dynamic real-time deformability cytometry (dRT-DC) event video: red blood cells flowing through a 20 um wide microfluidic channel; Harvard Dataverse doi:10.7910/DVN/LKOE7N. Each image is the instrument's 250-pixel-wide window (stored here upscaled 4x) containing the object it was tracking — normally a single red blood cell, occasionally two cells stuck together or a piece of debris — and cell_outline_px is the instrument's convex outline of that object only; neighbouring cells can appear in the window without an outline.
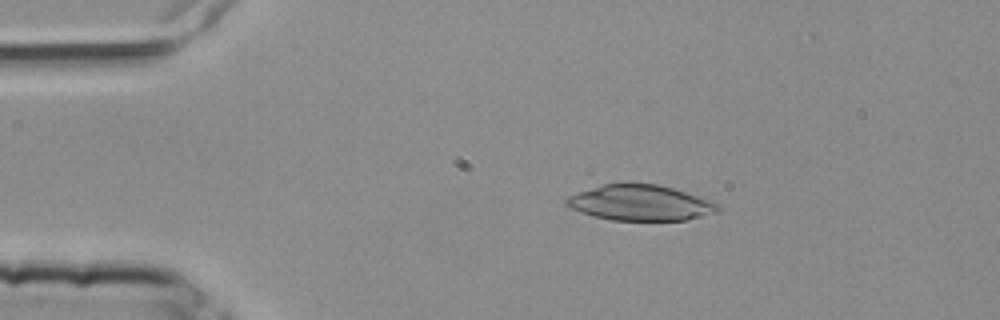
{"species": "common noctule bat (a hibernating species)", "species_latin": "Nyctalus noctula", "temperature_condition": "room temperature", "stored_images_in_passage": 3, "camera_frame_rate_fps": 3000, "um_per_image_px": 0.085, "animal": {"sex": "female", "body_mass_g": 25.1}, "frame": {"image": 1, "passage_image": 2, "time_ms": 0.333, "image_size_px": [1000, 320], "cell_outline_px": [[720, 212], [684, 220], [612, 220], [580, 212], [564, 204], [564, 200], [568, 196], [576, 192], [604, 184], [656, 184], [672, 188], [712, 200], [720, 208]], "centroid_in_image_um": [54.42, 17.24], "position_along_channel_um": 30.6, "area_um2": 31.15}}